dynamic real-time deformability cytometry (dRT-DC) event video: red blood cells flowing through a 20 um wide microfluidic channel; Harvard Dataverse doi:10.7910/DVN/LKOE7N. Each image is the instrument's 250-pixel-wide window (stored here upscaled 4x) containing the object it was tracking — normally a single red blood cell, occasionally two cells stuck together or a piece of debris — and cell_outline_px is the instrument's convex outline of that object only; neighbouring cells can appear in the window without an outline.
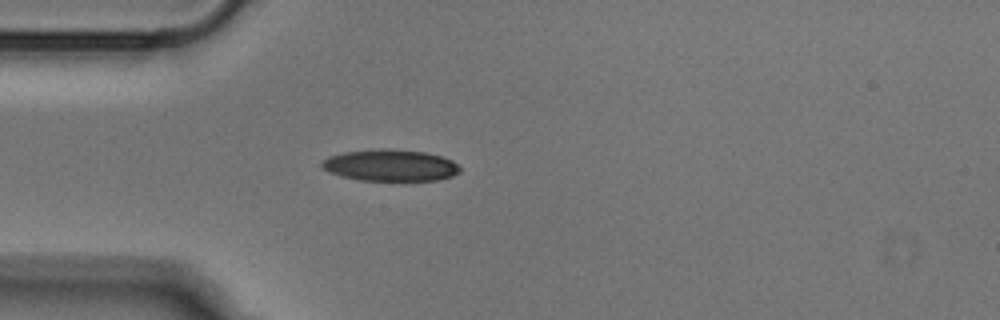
{"species": "Egyptian fruit bat (a non-hibernating species)", "species_latin": "Rousettus aegyptiacus", "temperature_condition": "cold", "stored_images_in_passage": 38, "camera_frame_rate_fps": 3000, "um_per_image_px": 0.085, "animal": {"sex": "male"}, "frame": {"image": 1, "passage_image": 1, "time_ms": 0.0, "image_size_px": [1000, 320], "cell_outline_px": [[460, 172], [452, 176], [436, 180], [360, 180], [340, 176], [328, 172], [320, 164], [328, 156], [344, 152], [384, 148], [388, 148], [424, 152], [440, 156], [452, 160], [460, 168]], "centroid_in_image_um": [33.16, 14.05], "position_along_channel_um": 51.8, "area_um2": 25.32}}
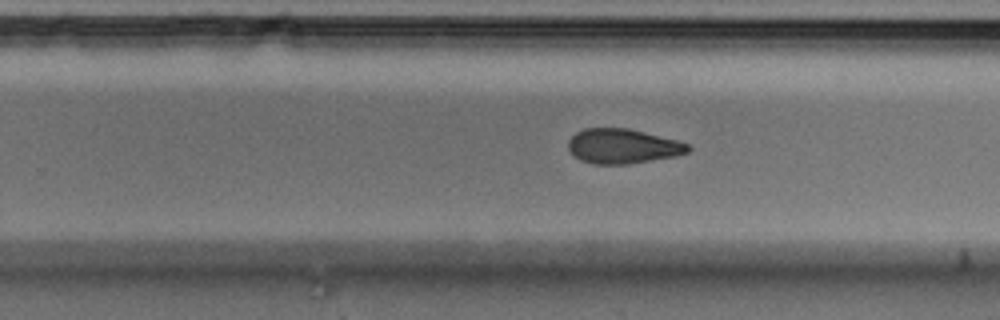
{"frame": {"image": 2, "passage_image": 19, "time_ms": 6.0, "image_size_px": [1000, 320], "cell_outline_px": [[692, 148], [688, 152], [676, 156], [628, 164], [592, 164], [580, 160], [572, 156], [568, 148], [568, 140], [576, 132], [584, 128], [628, 128], [676, 140], [688, 144]], "centroid_in_image_um": [52.89, 12.43], "position_along_channel_um": 276.9, "area_um2": 24.33}}
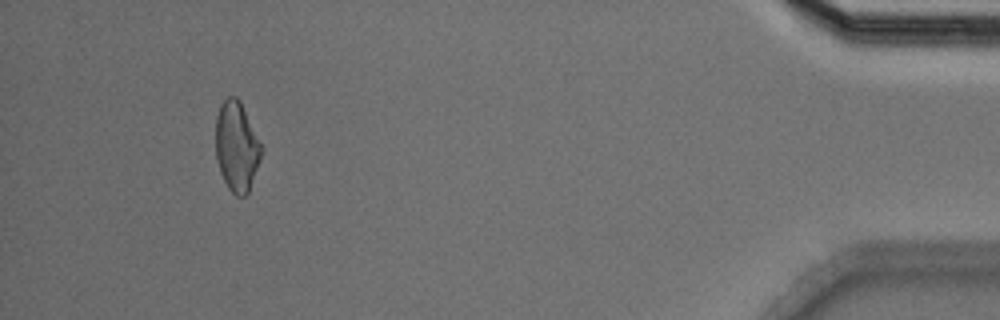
{"frame": {"image": 3, "passage_image": 35, "time_ms": 11.333, "image_size_px": [1000, 320], "cell_outline_px": [[264, 148], [260, 160], [248, 192], [244, 196], [236, 196], [228, 188], [220, 172], [216, 160], [216, 116], [220, 104], [228, 96], [236, 96], [240, 100]], "centroid_in_image_um": [20.12, 12.43], "position_along_channel_um": 415.1, "area_um2": 24.1}}